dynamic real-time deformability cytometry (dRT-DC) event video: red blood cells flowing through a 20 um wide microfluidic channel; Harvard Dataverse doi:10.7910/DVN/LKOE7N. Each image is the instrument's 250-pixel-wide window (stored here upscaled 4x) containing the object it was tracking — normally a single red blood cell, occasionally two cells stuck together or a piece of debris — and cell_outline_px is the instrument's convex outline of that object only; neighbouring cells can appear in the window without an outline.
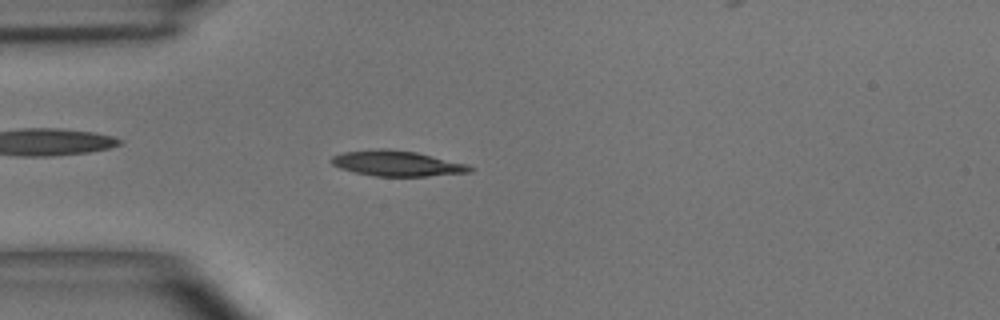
{"species": "common noctule bat (a hibernating species)", "species_latin": "Nyctalus noctula", "temperature_condition": "room temperature", "stored_images_in_passage": 3, "camera_frame_rate_fps": 3000, "um_per_image_px": 0.085, "animal": {"sex": "male", "body_mass_g": 15.6}, "frame": {"image": 1, "passage_image": 3, "time_ms": 2.333, "image_size_px": [1000, 320], "cell_outline_px": [[476, 168], [472, 172], [428, 176], [376, 176], [356, 172], [340, 168], [332, 164], [328, 160], [332, 156], [344, 152], [376, 148], [388, 148], [416, 152], [468, 164]], "centroid_in_image_um": [33.76, 13.88], "position_along_channel_um": 51.2, "area_um2": 20.69}}